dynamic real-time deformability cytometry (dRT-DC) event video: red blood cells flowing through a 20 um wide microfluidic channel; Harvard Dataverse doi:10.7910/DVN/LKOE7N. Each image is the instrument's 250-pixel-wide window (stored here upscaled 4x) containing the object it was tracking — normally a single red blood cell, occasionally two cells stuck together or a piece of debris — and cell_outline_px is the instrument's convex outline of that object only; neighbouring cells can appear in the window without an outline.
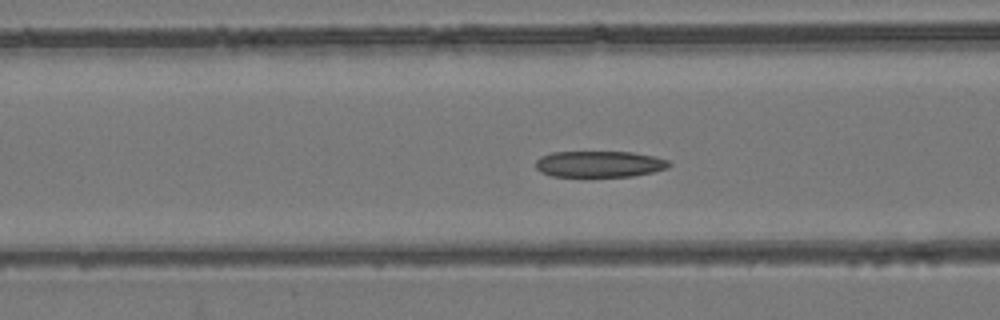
{"species": "common noctule bat (a hibernating species)", "species_latin": "Nyctalus noctula", "temperature_condition": "room temperature", "stored_images_in_passage": 54, "camera_frame_rate_fps": 3000, "um_per_image_px": 0.085, "animal": {"sex": "female", "body_mass_g": 24.6, "forearm_length_mm": 56.2}, "frame": {"image": 1, "passage_image": 21, "time_ms": 6.667, "image_size_px": [1000, 320], "cell_outline_px": [[672, 164], [668, 168], [652, 172], [632, 176], [552, 176], [540, 172], [536, 168], [536, 160], [540, 156], [552, 152], [632, 152], [652, 156], [668, 160]], "centroid_in_image_um": [50.93, 13.94], "position_along_channel_um": 115.7, "area_um2": 20.35}}
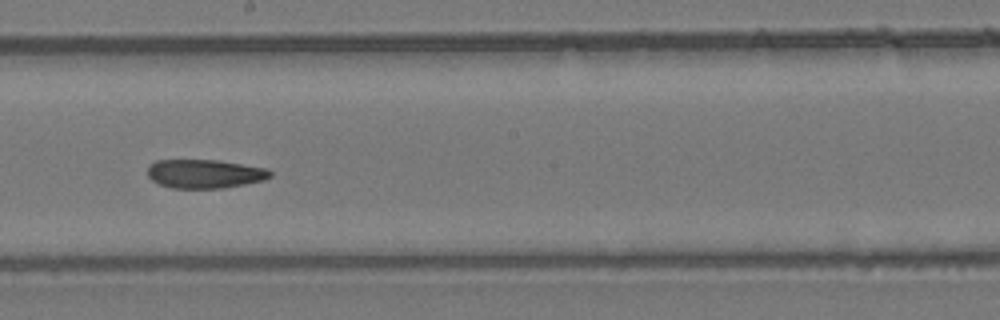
{"frame": {"image": 2, "passage_image": 30, "time_ms": 9.667, "image_size_px": [1000, 320], "cell_outline_px": [[272, 176], [264, 180], [224, 188], [172, 188], [160, 184], [152, 180], [148, 176], [148, 164], [156, 160], [216, 160], [264, 168], [272, 172]], "centroid_in_image_um": [17.37, 14.77], "position_along_channel_um": 230.8, "area_um2": 20.46}}
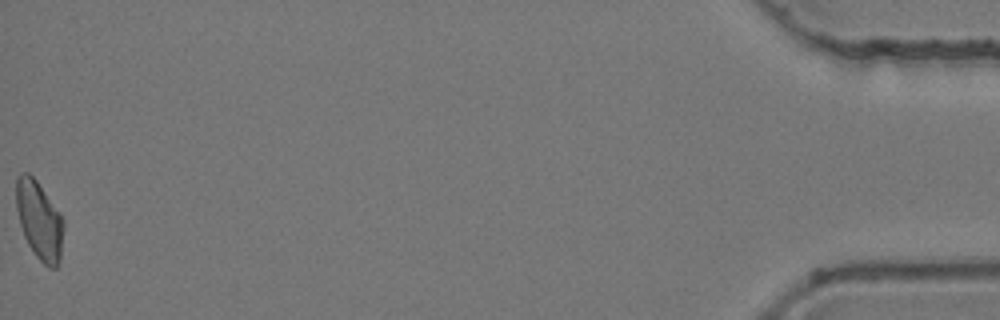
{"frame": {"image": 3, "passage_image": 54, "time_ms": 17.667, "image_size_px": [1000, 320], "cell_outline_px": [[64, 228], [60, 260], [56, 268], [48, 268], [36, 256], [28, 244], [24, 236], [20, 224], [16, 208], [16, 176], [20, 172], [28, 172], [36, 180], [60, 212], [64, 220]], "centroid_in_image_um": [3.35, 18.72], "position_along_channel_um": 431.9, "area_um2": 21.79}, "authors_computed_cell_mechanics": {"area_um2": 21.5305, "velocity_mm_per_s": 3.8356, "shape_relaxation_time_tau1_ms": null, "shape_relaxation_time_tau2_ms": 4.2981, "deformation_change_tau1": null, "deformation_change_tau2": 0.1051}}